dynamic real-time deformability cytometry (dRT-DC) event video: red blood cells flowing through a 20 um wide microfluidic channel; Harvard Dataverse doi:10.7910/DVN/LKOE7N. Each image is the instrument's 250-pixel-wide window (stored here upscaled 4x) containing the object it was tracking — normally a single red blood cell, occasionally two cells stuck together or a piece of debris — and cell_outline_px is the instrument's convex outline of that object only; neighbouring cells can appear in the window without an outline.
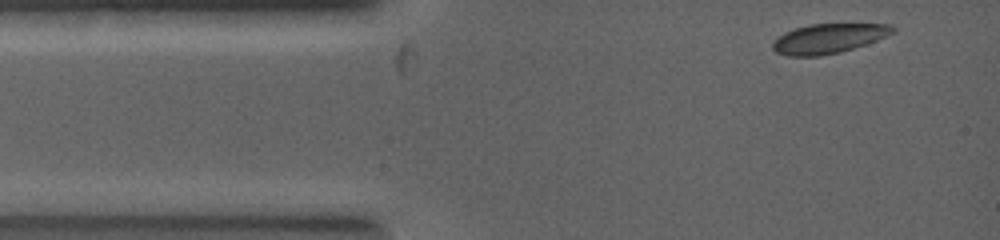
{"species": "common noctule bat (a hibernating species)", "species_latin": "Nyctalus noctula", "temperature_condition": "warm", "stored_images_in_passage": 5, "camera_frame_rate_fps": 5000, "um_per_image_px": 0.085, "animal": {"sex": "female", "body_mass_g": 19.0, "forearm_length_mm": 53.3}, "frame": {"image": 1, "passage_image": 1, "time_ms": 0.0, "image_size_px": [1000, 240], "cell_outline_px": [[896, 32], [876, 40], [840, 52], [816, 56], [788, 56], [776, 52], [772, 48], [772, 44], [784, 32], [796, 28], [812, 24], [888, 24], [896, 28]], "centroid_in_image_um": [70.43, 3.27], "position_along_channel_um": 14.6, "area_um2": 20.4}}
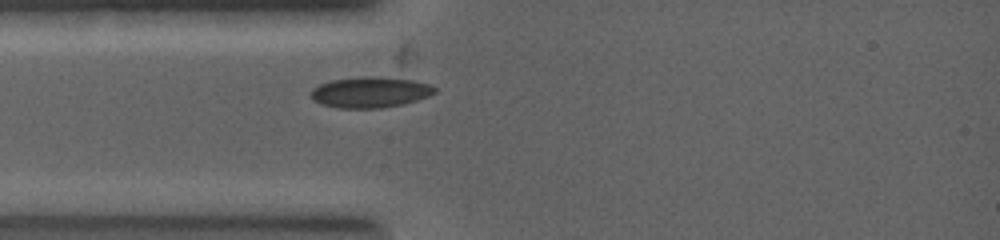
{"frame": {"image": 2, "passage_image": 5, "time_ms": 1.4, "image_size_px": [1000, 240], "cell_outline_px": [[436, 92], [428, 96], [416, 100], [400, 104], [380, 108], [340, 108], [324, 104], [316, 100], [312, 96], [312, 92], [320, 84], [332, 80], [368, 76], [404, 76], [428, 84], [436, 88]], "centroid_in_image_um": [31.57, 7.8], "position_along_channel_um": 53.4, "area_um2": 22.14}}